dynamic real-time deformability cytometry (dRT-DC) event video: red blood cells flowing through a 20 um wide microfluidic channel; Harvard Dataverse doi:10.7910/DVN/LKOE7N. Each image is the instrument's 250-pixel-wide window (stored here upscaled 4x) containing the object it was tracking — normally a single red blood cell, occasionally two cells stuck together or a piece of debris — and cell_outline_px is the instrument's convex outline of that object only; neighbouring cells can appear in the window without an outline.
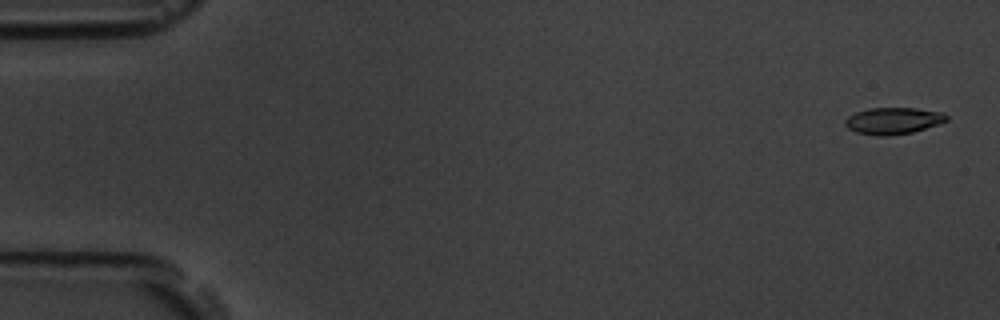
{"species": "common noctule bat (a hibernating species)", "species_latin": "Nyctalus noctula", "temperature_condition": "room temperature", "stored_images_in_passage": 6, "camera_frame_rate_fps": 3000, "um_per_image_px": 0.085, "animal": {"sex": "male", "body_mass_g": 19.5, "forearm_length_mm": 54.6}, "frame": {"image": 1, "passage_image": 1, "time_ms": 0.0, "image_size_px": [1000, 320], "cell_outline_px": [[948, 120], [912, 132], [884, 136], [876, 136], [856, 132], [848, 128], [844, 124], [844, 120], [848, 116], [856, 112], [868, 108], [916, 108], [944, 112], [948, 116]], "centroid_in_image_um": [75.89, 10.25], "position_along_channel_um": 9.1, "area_um2": 15.72}}
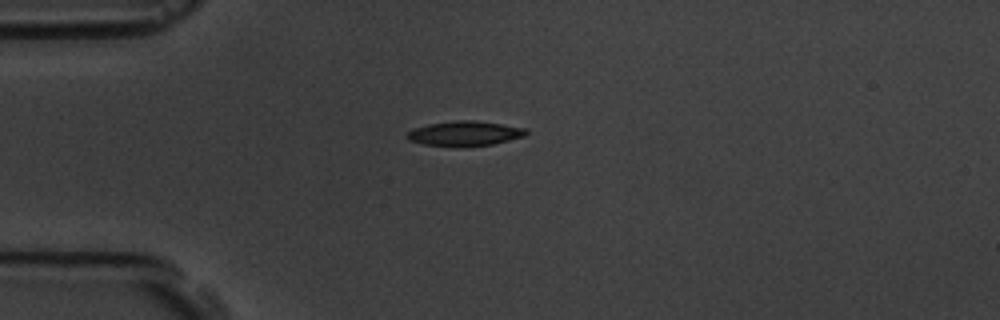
{"frame": {"image": 2, "passage_image": 4, "time_ms": 4.333, "image_size_px": [1000, 320], "cell_outline_px": [[528, 132], [524, 136], [492, 144], [464, 148], [424, 144], [408, 140], [408, 132], [412, 128], [428, 124], [452, 120], [476, 120], [524, 128]], "centroid_in_image_um": [39.46, 11.35], "position_along_channel_um": 45.5, "area_um2": 17.34}}
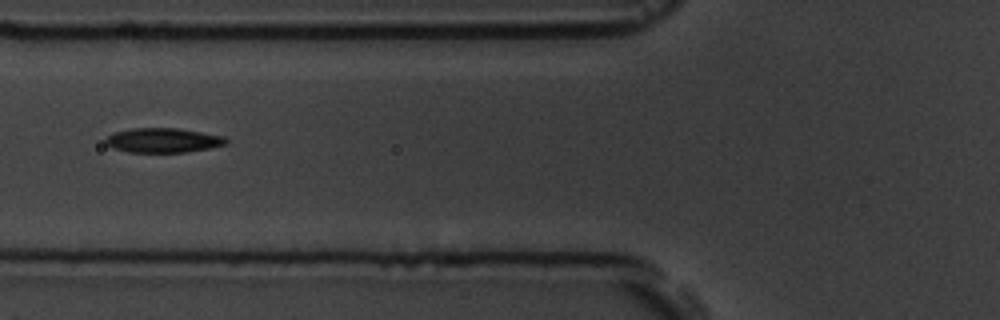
{"frame": {"image": 3, "passage_image": 6, "time_ms": 6.667, "image_size_px": [1000, 320], "cell_outline_px": [[228, 144], [208, 148], [184, 152], [128, 152], [112, 148], [104, 140], [112, 132], [132, 128], [176, 128], [224, 136], [228, 140]], "centroid_in_image_um": [13.84, 11.92], "position_along_channel_um": 112.0, "area_um2": 17.17}}